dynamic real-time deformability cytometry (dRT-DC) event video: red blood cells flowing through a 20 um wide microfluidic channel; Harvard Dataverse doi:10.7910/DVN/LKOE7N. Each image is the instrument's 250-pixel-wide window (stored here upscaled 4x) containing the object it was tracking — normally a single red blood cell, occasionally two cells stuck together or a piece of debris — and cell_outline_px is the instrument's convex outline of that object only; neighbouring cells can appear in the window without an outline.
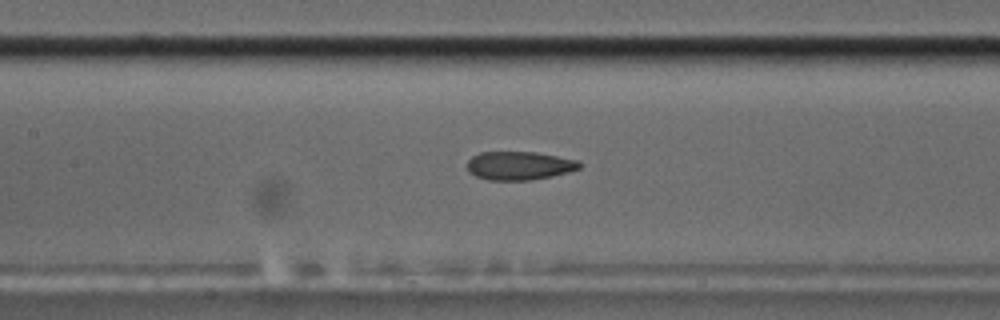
{"species": "common noctule bat (a hibernating species)", "species_latin": "Nyctalus noctula", "temperature_condition": "cold", "stored_images_in_passage": 46, "camera_frame_rate_fps": 3000, "um_per_image_px": 0.085, "animal": {"sex": "male", "body_mass_g": 17.5, "forearm_length_mm": 52.3}, "frame": {"image": 1, "passage_image": 26, "time_ms": 8.333, "image_size_px": [1000, 320], "cell_outline_px": [[580, 168], [568, 172], [552, 176], [532, 180], [488, 180], [476, 176], [468, 172], [468, 160], [472, 156], [480, 152], [536, 152], [580, 160]], "centroid_in_image_um": [44.14, 14.08], "position_along_channel_um": 163.3, "area_um2": 18.73}}
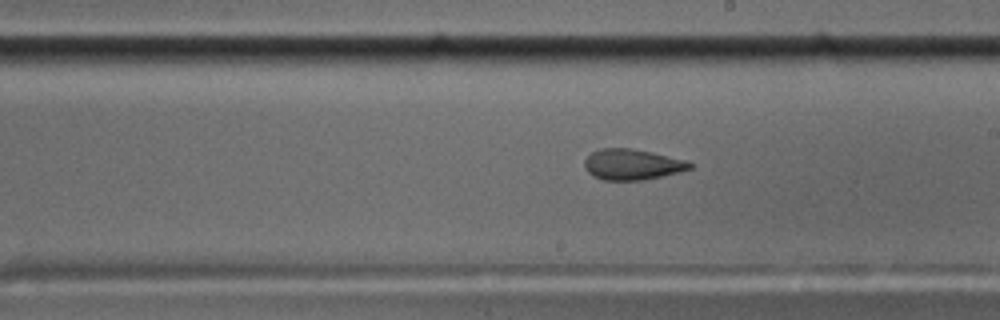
{"frame": {"image": 2, "passage_image": 32, "time_ms": 10.333, "image_size_px": [1000, 320], "cell_outline_px": [[692, 168], [680, 172], [664, 176], [644, 180], [604, 180], [592, 176], [584, 168], [584, 160], [592, 152], [600, 148], [628, 148], [648, 152], [684, 160], [692, 164]], "centroid_in_image_um": [53.69, 14.0], "position_along_channel_um": 235.3, "area_um2": 18.73}}
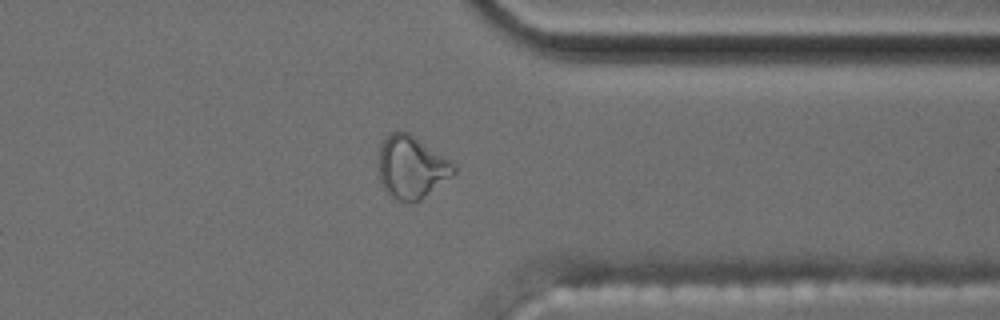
{"frame": {"image": 3, "passage_image": 44, "time_ms": 14.333, "image_size_px": [1000, 320], "cell_outline_px": [[456, 172], [452, 176], [420, 200], [412, 204], [396, 200], [384, 188], [380, 180], [376, 156], [380, 144], [396, 128], [408, 132], [452, 160], [456, 168]], "centroid_in_image_um": [34.96, 14.19], "position_along_channel_um": 376.4, "area_um2": 28.03}}